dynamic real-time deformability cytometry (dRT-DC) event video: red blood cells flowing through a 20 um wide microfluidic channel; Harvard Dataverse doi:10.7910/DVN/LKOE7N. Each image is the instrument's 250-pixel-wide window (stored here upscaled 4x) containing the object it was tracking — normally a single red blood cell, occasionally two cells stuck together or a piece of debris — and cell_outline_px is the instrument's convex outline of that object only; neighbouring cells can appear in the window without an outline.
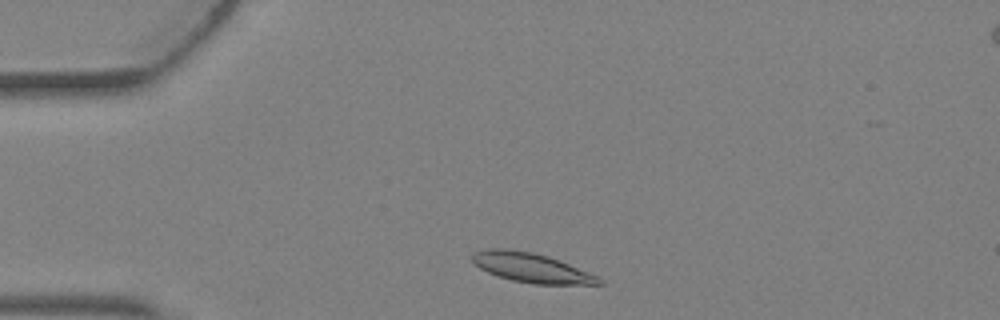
{"species": "Egyptian fruit bat (a non-hibernating species)", "species_latin": "Rousettus aegyptiacus", "temperature_condition": "warm", "stored_images_in_passage": 3, "camera_frame_rate_fps": 3000, "um_per_image_px": 0.085, "animal": {"sex": "female"}, "frame": {"image": 1, "passage_image": 1, "time_ms": 0.0, "image_size_px": [1000, 320], "cell_outline_px": [[604, 284], [532, 284], [512, 280], [488, 272], [480, 268], [472, 260], [472, 256], [476, 252], [488, 248], [508, 248], [532, 252], [548, 256], [560, 260], [588, 272], [604, 280]], "centroid_in_image_um": [45.18, 22.75], "position_along_channel_um": 39.8, "area_um2": 21.56}}